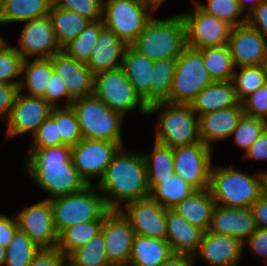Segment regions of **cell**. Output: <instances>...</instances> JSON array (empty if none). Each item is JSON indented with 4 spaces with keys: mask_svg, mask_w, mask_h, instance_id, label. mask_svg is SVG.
<instances>
[{
    "mask_svg": "<svg viewBox=\"0 0 267 266\" xmlns=\"http://www.w3.org/2000/svg\"><path fill=\"white\" fill-rule=\"evenodd\" d=\"M97 191L96 186L88 185L79 192L50 199L58 234L78 223L103 221L109 209Z\"/></svg>",
    "mask_w": 267,
    "mask_h": 266,
    "instance_id": "obj_7",
    "label": "cell"
},
{
    "mask_svg": "<svg viewBox=\"0 0 267 266\" xmlns=\"http://www.w3.org/2000/svg\"><path fill=\"white\" fill-rule=\"evenodd\" d=\"M247 23L267 40V0H263L247 15Z\"/></svg>",
    "mask_w": 267,
    "mask_h": 266,
    "instance_id": "obj_51",
    "label": "cell"
},
{
    "mask_svg": "<svg viewBox=\"0 0 267 266\" xmlns=\"http://www.w3.org/2000/svg\"><path fill=\"white\" fill-rule=\"evenodd\" d=\"M24 60L22 63V72L25 76L24 81L21 80L19 91L27 87V95L31 97H43L47 90L51 74L53 72L51 57L35 58Z\"/></svg>",
    "mask_w": 267,
    "mask_h": 266,
    "instance_id": "obj_32",
    "label": "cell"
},
{
    "mask_svg": "<svg viewBox=\"0 0 267 266\" xmlns=\"http://www.w3.org/2000/svg\"><path fill=\"white\" fill-rule=\"evenodd\" d=\"M65 10L73 11L95 22L102 19L103 0H52Z\"/></svg>",
    "mask_w": 267,
    "mask_h": 266,
    "instance_id": "obj_47",
    "label": "cell"
},
{
    "mask_svg": "<svg viewBox=\"0 0 267 266\" xmlns=\"http://www.w3.org/2000/svg\"><path fill=\"white\" fill-rule=\"evenodd\" d=\"M65 145L61 137H58L57 124H55V107L50 115L39 125L33 135L31 148H48Z\"/></svg>",
    "mask_w": 267,
    "mask_h": 266,
    "instance_id": "obj_46",
    "label": "cell"
},
{
    "mask_svg": "<svg viewBox=\"0 0 267 266\" xmlns=\"http://www.w3.org/2000/svg\"><path fill=\"white\" fill-rule=\"evenodd\" d=\"M49 16L61 49L73 41L91 22L76 12L57 7L53 2Z\"/></svg>",
    "mask_w": 267,
    "mask_h": 266,
    "instance_id": "obj_31",
    "label": "cell"
},
{
    "mask_svg": "<svg viewBox=\"0 0 267 266\" xmlns=\"http://www.w3.org/2000/svg\"><path fill=\"white\" fill-rule=\"evenodd\" d=\"M10 219L5 215L0 214V246L5 249L13 239L15 232L18 230V223L15 217Z\"/></svg>",
    "mask_w": 267,
    "mask_h": 266,
    "instance_id": "obj_54",
    "label": "cell"
},
{
    "mask_svg": "<svg viewBox=\"0 0 267 266\" xmlns=\"http://www.w3.org/2000/svg\"><path fill=\"white\" fill-rule=\"evenodd\" d=\"M194 3L193 11L181 14L186 24L187 46L203 49L227 45L233 26L203 11L196 1Z\"/></svg>",
    "mask_w": 267,
    "mask_h": 266,
    "instance_id": "obj_11",
    "label": "cell"
},
{
    "mask_svg": "<svg viewBox=\"0 0 267 266\" xmlns=\"http://www.w3.org/2000/svg\"><path fill=\"white\" fill-rule=\"evenodd\" d=\"M263 0H238L239 5L243 11H245V7L248 4V9H250L247 15L252 12Z\"/></svg>",
    "mask_w": 267,
    "mask_h": 266,
    "instance_id": "obj_58",
    "label": "cell"
},
{
    "mask_svg": "<svg viewBox=\"0 0 267 266\" xmlns=\"http://www.w3.org/2000/svg\"><path fill=\"white\" fill-rule=\"evenodd\" d=\"M250 208L257 228L267 229V196L263 193Z\"/></svg>",
    "mask_w": 267,
    "mask_h": 266,
    "instance_id": "obj_56",
    "label": "cell"
},
{
    "mask_svg": "<svg viewBox=\"0 0 267 266\" xmlns=\"http://www.w3.org/2000/svg\"><path fill=\"white\" fill-rule=\"evenodd\" d=\"M21 55L12 46L3 40L0 43V83L9 85H20V80H13L19 75H22ZM13 80V81H12Z\"/></svg>",
    "mask_w": 267,
    "mask_h": 266,
    "instance_id": "obj_43",
    "label": "cell"
},
{
    "mask_svg": "<svg viewBox=\"0 0 267 266\" xmlns=\"http://www.w3.org/2000/svg\"><path fill=\"white\" fill-rule=\"evenodd\" d=\"M67 263L70 266H112L106 256L102 233L74 250L67 257Z\"/></svg>",
    "mask_w": 267,
    "mask_h": 266,
    "instance_id": "obj_38",
    "label": "cell"
},
{
    "mask_svg": "<svg viewBox=\"0 0 267 266\" xmlns=\"http://www.w3.org/2000/svg\"><path fill=\"white\" fill-rule=\"evenodd\" d=\"M198 49L186 47L176 59L170 98L172 104H191L197 94L214 83Z\"/></svg>",
    "mask_w": 267,
    "mask_h": 266,
    "instance_id": "obj_8",
    "label": "cell"
},
{
    "mask_svg": "<svg viewBox=\"0 0 267 266\" xmlns=\"http://www.w3.org/2000/svg\"><path fill=\"white\" fill-rule=\"evenodd\" d=\"M101 233L109 263L112 266L129 263L135 232L120 210H109L105 214Z\"/></svg>",
    "mask_w": 267,
    "mask_h": 266,
    "instance_id": "obj_15",
    "label": "cell"
},
{
    "mask_svg": "<svg viewBox=\"0 0 267 266\" xmlns=\"http://www.w3.org/2000/svg\"><path fill=\"white\" fill-rule=\"evenodd\" d=\"M19 92V85L0 83V118H8Z\"/></svg>",
    "mask_w": 267,
    "mask_h": 266,
    "instance_id": "obj_52",
    "label": "cell"
},
{
    "mask_svg": "<svg viewBox=\"0 0 267 266\" xmlns=\"http://www.w3.org/2000/svg\"><path fill=\"white\" fill-rule=\"evenodd\" d=\"M52 0H0V23L25 22L49 15Z\"/></svg>",
    "mask_w": 267,
    "mask_h": 266,
    "instance_id": "obj_30",
    "label": "cell"
},
{
    "mask_svg": "<svg viewBox=\"0 0 267 266\" xmlns=\"http://www.w3.org/2000/svg\"><path fill=\"white\" fill-rule=\"evenodd\" d=\"M194 257L187 254H173L159 266H193Z\"/></svg>",
    "mask_w": 267,
    "mask_h": 266,
    "instance_id": "obj_57",
    "label": "cell"
},
{
    "mask_svg": "<svg viewBox=\"0 0 267 266\" xmlns=\"http://www.w3.org/2000/svg\"><path fill=\"white\" fill-rule=\"evenodd\" d=\"M52 108L43 97H31L19 91L7 118V137L29 131L33 136L39 125L50 115Z\"/></svg>",
    "mask_w": 267,
    "mask_h": 266,
    "instance_id": "obj_18",
    "label": "cell"
},
{
    "mask_svg": "<svg viewBox=\"0 0 267 266\" xmlns=\"http://www.w3.org/2000/svg\"><path fill=\"white\" fill-rule=\"evenodd\" d=\"M93 95L123 116L137 107L141 113L148 115L147 104L135 91L122 68L94 75Z\"/></svg>",
    "mask_w": 267,
    "mask_h": 266,
    "instance_id": "obj_10",
    "label": "cell"
},
{
    "mask_svg": "<svg viewBox=\"0 0 267 266\" xmlns=\"http://www.w3.org/2000/svg\"><path fill=\"white\" fill-rule=\"evenodd\" d=\"M216 203L209 191H195L172 209L191 225L208 231Z\"/></svg>",
    "mask_w": 267,
    "mask_h": 266,
    "instance_id": "obj_28",
    "label": "cell"
},
{
    "mask_svg": "<svg viewBox=\"0 0 267 266\" xmlns=\"http://www.w3.org/2000/svg\"><path fill=\"white\" fill-rule=\"evenodd\" d=\"M176 58L154 61L149 84V105L166 102L170 98Z\"/></svg>",
    "mask_w": 267,
    "mask_h": 266,
    "instance_id": "obj_34",
    "label": "cell"
},
{
    "mask_svg": "<svg viewBox=\"0 0 267 266\" xmlns=\"http://www.w3.org/2000/svg\"><path fill=\"white\" fill-rule=\"evenodd\" d=\"M246 241L252 253L261 255L267 264V229L257 228Z\"/></svg>",
    "mask_w": 267,
    "mask_h": 266,
    "instance_id": "obj_53",
    "label": "cell"
},
{
    "mask_svg": "<svg viewBox=\"0 0 267 266\" xmlns=\"http://www.w3.org/2000/svg\"><path fill=\"white\" fill-rule=\"evenodd\" d=\"M256 174L254 177L233 167L211 168L209 191L216 205L250 208L264 193L263 173Z\"/></svg>",
    "mask_w": 267,
    "mask_h": 266,
    "instance_id": "obj_4",
    "label": "cell"
},
{
    "mask_svg": "<svg viewBox=\"0 0 267 266\" xmlns=\"http://www.w3.org/2000/svg\"><path fill=\"white\" fill-rule=\"evenodd\" d=\"M25 163L35 183L50 196L47 200L79 192L88 186L73 165L68 145L30 148Z\"/></svg>",
    "mask_w": 267,
    "mask_h": 266,
    "instance_id": "obj_1",
    "label": "cell"
},
{
    "mask_svg": "<svg viewBox=\"0 0 267 266\" xmlns=\"http://www.w3.org/2000/svg\"><path fill=\"white\" fill-rule=\"evenodd\" d=\"M121 146L107 140L82 139L71 147V160L87 185L93 177H103Z\"/></svg>",
    "mask_w": 267,
    "mask_h": 266,
    "instance_id": "obj_12",
    "label": "cell"
},
{
    "mask_svg": "<svg viewBox=\"0 0 267 266\" xmlns=\"http://www.w3.org/2000/svg\"><path fill=\"white\" fill-rule=\"evenodd\" d=\"M103 221L82 222L65 228L58 235L57 249L66 257L74 250L88 243L101 232Z\"/></svg>",
    "mask_w": 267,
    "mask_h": 266,
    "instance_id": "obj_36",
    "label": "cell"
},
{
    "mask_svg": "<svg viewBox=\"0 0 267 266\" xmlns=\"http://www.w3.org/2000/svg\"><path fill=\"white\" fill-rule=\"evenodd\" d=\"M158 110L162 111L159 115L156 142L172 149L201 142L198 116L190 104L154 103L148 106V115Z\"/></svg>",
    "mask_w": 267,
    "mask_h": 266,
    "instance_id": "obj_5",
    "label": "cell"
},
{
    "mask_svg": "<svg viewBox=\"0 0 267 266\" xmlns=\"http://www.w3.org/2000/svg\"><path fill=\"white\" fill-rule=\"evenodd\" d=\"M120 211L128 219L136 235L166 239L167 209L150 197L127 203L125 209L121 207Z\"/></svg>",
    "mask_w": 267,
    "mask_h": 266,
    "instance_id": "obj_17",
    "label": "cell"
},
{
    "mask_svg": "<svg viewBox=\"0 0 267 266\" xmlns=\"http://www.w3.org/2000/svg\"><path fill=\"white\" fill-rule=\"evenodd\" d=\"M195 191L182 177L173 174L169 178L160 180V184L150 191L149 197L162 207L172 209Z\"/></svg>",
    "mask_w": 267,
    "mask_h": 266,
    "instance_id": "obj_35",
    "label": "cell"
},
{
    "mask_svg": "<svg viewBox=\"0 0 267 266\" xmlns=\"http://www.w3.org/2000/svg\"><path fill=\"white\" fill-rule=\"evenodd\" d=\"M130 46L153 62L177 59L187 47L183 16L179 14L161 20L152 18Z\"/></svg>",
    "mask_w": 267,
    "mask_h": 266,
    "instance_id": "obj_3",
    "label": "cell"
},
{
    "mask_svg": "<svg viewBox=\"0 0 267 266\" xmlns=\"http://www.w3.org/2000/svg\"><path fill=\"white\" fill-rule=\"evenodd\" d=\"M175 174L196 191L209 189L211 147L203 142L173 148Z\"/></svg>",
    "mask_w": 267,
    "mask_h": 266,
    "instance_id": "obj_13",
    "label": "cell"
},
{
    "mask_svg": "<svg viewBox=\"0 0 267 266\" xmlns=\"http://www.w3.org/2000/svg\"><path fill=\"white\" fill-rule=\"evenodd\" d=\"M228 46L235 68L267 65V40L248 23L232 28Z\"/></svg>",
    "mask_w": 267,
    "mask_h": 266,
    "instance_id": "obj_19",
    "label": "cell"
},
{
    "mask_svg": "<svg viewBox=\"0 0 267 266\" xmlns=\"http://www.w3.org/2000/svg\"><path fill=\"white\" fill-rule=\"evenodd\" d=\"M267 129V121L244 114L234 129L235 143L246 151L251 144Z\"/></svg>",
    "mask_w": 267,
    "mask_h": 266,
    "instance_id": "obj_44",
    "label": "cell"
},
{
    "mask_svg": "<svg viewBox=\"0 0 267 266\" xmlns=\"http://www.w3.org/2000/svg\"><path fill=\"white\" fill-rule=\"evenodd\" d=\"M154 143L153 152L150 155H143L146 163L149 191L160 184V180L175 174L173 149L156 141Z\"/></svg>",
    "mask_w": 267,
    "mask_h": 266,
    "instance_id": "obj_33",
    "label": "cell"
},
{
    "mask_svg": "<svg viewBox=\"0 0 267 266\" xmlns=\"http://www.w3.org/2000/svg\"><path fill=\"white\" fill-rule=\"evenodd\" d=\"M197 5L206 13L226 21L233 27L247 23V15L242 20H238L243 12L238 0H208V5L199 2Z\"/></svg>",
    "mask_w": 267,
    "mask_h": 266,
    "instance_id": "obj_45",
    "label": "cell"
},
{
    "mask_svg": "<svg viewBox=\"0 0 267 266\" xmlns=\"http://www.w3.org/2000/svg\"><path fill=\"white\" fill-rule=\"evenodd\" d=\"M6 258V249L0 246V266H3Z\"/></svg>",
    "mask_w": 267,
    "mask_h": 266,
    "instance_id": "obj_60",
    "label": "cell"
},
{
    "mask_svg": "<svg viewBox=\"0 0 267 266\" xmlns=\"http://www.w3.org/2000/svg\"><path fill=\"white\" fill-rule=\"evenodd\" d=\"M144 3L151 6L154 10H157L159 6L165 1V0H142Z\"/></svg>",
    "mask_w": 267,
    "mask_h": 266,
    "instance_id": "obj_59",
    "label": "cell"
},
{
    "mask_svg": "<svg viewBox=\"0 0 267 266\" xmlns=\"http://www.w3.org/2000/svg\"><path fill=\"white\" fill-rule=\"evenodd\" d=\"M64 84V78H61L53 71L49 84L47 85V90L43 96L52 107H59L58 101L62 100L61 98L64 97L67 98L64 107H70L73 103L74 100L68 95L67 88Z\"/></svg>",
    "mask_w": 267,
    "mask_h": 266,
    "instance_id": "obj_49",
    "label": "cell"
},
{
    "mask_svg": "<svg viewBox=\"0 0 267 266\" xmlns=\"http://www.w3.org/2000/svg\"><path fill=\"white\" fill-rule=\"evenodd\" d=\"M239 103L233 81H215L202 89L190 106L198 117Z\"/></svg>",
    "mask_w": 267,
    "mask_h": 266,
    "instance_id": "obj_26",
    "label": "cell"
},
{
    "mask_svg": "<svg viewBox=\"0 0 267 266\" xmlns=\"http://www.w3.org/2000/svg\"><path fill=\"white\" fill-rule=\"evenodd\" d=\"M166 227V240L173 253L194 256L205 231L191 225L173 209H167Z\"/></svg>",
    "mask_w": 267,
    "mask_h": 266,
    "instance_id": "obj_25",
    "label": "cell"
},
{
    "mask_svg": "<svg viewBox=\"0 0 267 266\" xmlns=\"http://www.w3.org/2000/svg\"><path fill=\"white\" fill-rule=\"evenodd\" d=\"M243 115V106L239 102L236 106L199 116L198 126L201 142L211 147L212 142L232 136Z\"/></svg>",
    "mask_w": 267,
    "mask_h": 266,
    "instance_id": "obj_24",
    "label": "cell"
},
{
    "mask_svg": "<svg viewBox=\"0 0 267 266\" xmlns=\"http://www.w3.org/2000/svg\"><path fill=\"white\" fill-rule=\"evenodd\" d=\"M113 266H134L130 263H126V264H118V265H113Z\"/></svg>",
    "mask_w": 267,
    "mask_h": 266,
    "instance_id": "obj_62",
    "label": "cell"
},
{
    "mask_svg": "<svg viewBox=\"0 0 267 266\" xmlns=\"http://www.w3.org/2000/svg\"><path fill=\"white\" fill-rule=\"evenodd\" d=\"M256 229L251 208H227L216 205L208 231L233 236L244 244Z\"/></svg>",
    "mask_w": 267,
    "mask_h": 266,
    "instance_id": "obj_21",
    "label": "cell"
},
{
    "mask_svg": "<svg viewBox=\"0 0 267 266\" xmlns=\"http://www.w3.org/2000/svg\"><path fill=\"white\" fill-rule=\"evenodd\" d=\"M103 20L90 22L87 27L69 44H67L62 51L75 60L87 63L92 48L98 39L100 31L104 28Z\"/></svg>",
    "mask_w": 267,
    "mask_h": 266,
    "instance_id": "obj_40",
    "label": "cell"
},
{
    "mask_svg": "<svg viewBox=\"0 0 267 266\" xmlns=\"http://www.w3.org/2000/svg\"><path fill=\"white\" fill-rule=\"evenodd\" d=\"M67 257L57 248H41L29 266H65Z\"/></svg>",
    "mask_w": 267,
    "mask_h": 266,
    "instance_id": "obj_50",
    "label": "cell"
},
{
    "mask_svg": "<svg viewBox=\"0 0 267 266\" xmlns=\"http://www.w3.org/2000/svg\"><path fill=\"white\" fill-rule=\"evenodd\" d=\"M53 71L64 78L68 95L73 99H80L93 95L94 74L85 63L68 56L60 51L51 57Z\"/></svg>",
    "mask_w": 267,
    "mask_h": 266,
    "instance_id": "obj_20",
    "label": "cell"
},
{
    "mask_svg": "<svg viewBox=\"0 0 267 266\" xmlns=\"http://www.w3.org/2000/svg\"><path fill=\"white\" fill-rule=\"evenodd\" d=\"M154 11L142 0H106L103 1L102 20L107 29L130 45L153 18L150 12Z\"/></svg>",
    "mask_w": 267,
    "mask_h": 266,
    "instance_id": "obj_9",
    "label": "cell"
},
{
    "mask_svg": "<svg viewBox=\"0 0 267 266\" xmlns=\"http://www.w3.org/2000/svg\"><path fill=\"white\" fill-rule=\"evenodd\" d=\"M173 254L171 245L166 239L135 234L129 263L134 266H159Z\"/></svg>",
    "mask_w": 267,
    "mask_h": 266,
    "instance_id": "obj_29",
    "label": "cell"
},
{
    "mask_svg": "<svg viewBox=\"0 0 267 266\" xmlns=\"http://www.w3.org/2000/svg\"><path fill=\"white\" fill-rule=\"evenodd\" d=\"M243 244L233 236L205 231L194 259L198 255L210 266H237L243 256Z\"/></svg>",
    "mask_w": 267,
    "mask_h": 266,
    "instance_id": "obj_22",
    "label": "cell"
},
{
    "mask_svg": "<svg viewBox=\"0 0 267 266\" xmlns=\"http://www.w3.org/2000/svg\"><path fill=\"white\" fill-rule=\"evenodd\" d=\"M40 249L25 232L18 229L6 248L4 265L29 266Z\"/></svg>",
    "mask_w": 267,
    "mask_h": 266,
    "instance_id": "obj_41",
    "label": "cell"
},
{
    "mask_svg": "<svg viewBox=\"0 0 267 266\" xmlns=\"http://www.w3.org/2000/svg\"><path fill=\"white\" fill-rule=\"evenodd\" d=\"M55 124H57L58 137L70 147L81 141L79 122L72 107H55Z\"/></svg>",
    "mask_w": 267,
    "mask_h": 266,
    "instance_id": "obj_42",
    "label": "cell"
},
{
    "mask_svg": "<svg viewBox=\"0 0 267 266\" xmlns=\"http://www.w3.org/2000/svg\"><path fill=\"white\" fill-rule=\"evenodd\" d=\"M153 64L152 60L137 52L130 45L126 47L121 68L147 106H149V84Z\"/></svg>",
    "mask_w": 267,
    "mask_h": 266,
    "instance_id": "obj_27",
    "label": "cell"
},
{
    "mask_svg": "<svg viewBox=\"0 0 267 266\" xmlns=\"http://www.w3.org/2000/svg\"><path fill=\"white\" fill-rule=\"evenodd\" d=\"M71 107L76 113L83 139L107 140L124 147L122 114L111 110L94 95L74 100Z\"/></svg>",
    "mask_w": 267,
    "mask_h": 266,
    "instance_id": "obj_6",
    "label": "cell"
},
{
    "mask_svg": "<svg viewBox=\"0 0 267 266\" xmlns=\"http://www.w3.org/2000/svg\"><path fill=\"white\" fill-rule=\"evenodd\" d=\"M198 50L202 53L204 64L214 81L232 80L235 66L228 44Z\"/></svg>",
    "mask_w": 267,
    "mask_h": 266,
    "instance_id": "obj_37",
    "label": "cell"
},
{
    "mask_svg": "<svg viewBox=\"0 0 267 266\" xmlns=\"http://www.w3.org/2000/svg\"><path fill=\"white\" fill-rule=\"evenodd\" d=\"M241 103L244 114L267 121V83Z\"/></svg>",
    "mask_w": 267,
    "mask_h": 266,
    "instance_id": "obj_48",
    "label": "cell"
},
{
    "mask_svg": "<svg viewBox=\"0 0 267 266\" xmlns=\"http://www.w3.org/2000/svg\"><path fill=\"white\" fill-rule=\"evenodd\" d=\"M25 22L19 39L20 44L14 47L23 60L35 56L36 59L49 58L62 51L49 15Z\"/></svg>",
    "mask_w": 267,
    "mask_h": 266,
    "instance_id": "obj_16",
    "label": "cell"
},
{
    "mask_svg": "<svg viewBox=\"0 0 267 266\" xmlns=\"http://www.w3.org/2000/svg\"><path fill=\"white\" fill-rule=\"evenodd\" d=\"M240 69V73L235 69L232 81L237 99L242 102L247 96L267 83V66H243Z\"/></svg>",
    "mask_w": 267,
    "mask_h": 266,
    "instance_id": "obj_39",
    "label": "cell"
},
{
    "mask_svg": "<svg viewBox=\"0 0 267 266\" xmlns=\"http://www.w3.org/2000/svg\"><path fill=\"white\" fill-rule=\"evenodd\" d=\"M123 148L114 155L96 185L100 192H104L103 197L109 210H120V202L126 205L148 198L150 194L143 154L125 153Z\"/></svg>",
    "mask_w": 267,
    "mask_h": 266,
    "instance_id": "obj_2",
    "label": "cell"
},
{
    "mask_svg": "<svg viewBox=\"0 0 267 266\" xmlns=\"http://www.w3.org/2000/svg\"><path fill=\"white\" fill-rule=\"evenodd\" d=\"M245 158L267 160V129L251 144Z\"/></svg>",
    "mask_w": 267,
    "mask_h": 266,
    "instance_id": "obj_55",
    "label": "cell"
},
{
    "mask_svg": "<svg viewBox=\"0 0 267 266\" xmlns=\"http://www.w3.org/2000/svg\"><path fill=\"white\" fill-rule=\"evenodd\" d=\"M263 188L264 194L267 196V172H263Z\"/></svg>",
    "mask_w": 267,
    "mask_h": 266,
    "instance_id": "obj_61",
    "label": "cell"
},
{
    "mask_svg": "<svg viewBox=\"0 0 267 266\" xmlns=\"http://www.w3.org/2000/svg\"><path fill=\"white\" fill-rule=\"evenodd\" d=\"M18 229L25 232L39 248H56L58 231L50 200L44 199L16 215Z\"/></svg>",
    "mask_w": 267,
    "mask_h": 266,
    "instance_id": "obj_14",
    "label": "cell"
},
{
    "mask_svg": "<svg viewBox=\"0 0 267 266\" xmlns=\"http://www.w3.org/2000/svg\"><path fill=\"white\" fill-rule=\"evenodd\" d=\"M127 46L114 32L104 27L100 31L86 65L94 75L121 68Z\"/></svg>",
    "mask_w": 267,
    "mask_h": 266,
    "instance_id": "obj_23",
    "label": "cell"
}]
</instances>
